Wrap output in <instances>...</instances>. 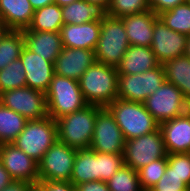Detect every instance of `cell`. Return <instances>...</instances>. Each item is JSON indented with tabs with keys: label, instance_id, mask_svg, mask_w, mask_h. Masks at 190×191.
<instances>
[{
	"label": "cell",
	"instance_id": "7",
	"mask_svg": "<svg viewBox=\"0 0 190 191\" xmlns=\"http://www.w3.org/2000/svg\"><path fill=\"white\" fill-rule=\"evenodd\" d=\"M143 104L159 124L179 117L190 110V104L182 91L166 80L156 92L147 97Z\"/></svg>",
	"mask_w": 190,
	"mask_h": 191
},
{
	"label": "cell",
	"instance_id": "26",
	"mask_svg": "<svg viewBox=\"0 0 190 191\" xmlns=\"http://www.w3.org/2000/svg\"><path fill=\"white\" fill-rule=\"evenodd\" d=\"M63 25L62 7L52 3L35 10L30 25L22 31L60 32Z\"/></svg>",
	"mask_w": 190,
	"mask_h": 191
},
{
	"label": "cell",
	"instance_id": "24",
	"mask_svg": "<svg viewBox=\"0 0 190 191\" xmlns=\"http://www.w3.org/2000/svg\"><path fill=\"white\" fill-rule=\"evenodd\" d=\"M62 13L64 25L102 21L108 15L107 9L102 5L91 4L84 0L62 6Z\"/></svg>",
	"mask_w": 190,
	"mask_h": 191
},
{
	"label": "cell",
	"instance_id": "40",
	"mask_svg": "<svg viewBox=\"0 0 190 191\" xmlns=\"http://www.w3.org/2000/svg\"><path fill=\"white\" fill-rule=\"evenodd\" d=\"M36 184L21 180H12V182L5 186L1 191H35Z\"/></svg>",
	"mask_w": 190,
	"mask_h": 191
},
{
	"label": "cell",
	"instance_id": "16",
	"mask_svg": "<svg viewBox=\"0 0 190 191\" xmlns=\"http://www.w3.org/2000/svg\"><path fill=\"white\" fill-rule=\"evenodd\" d=\"M95 61L94 50L63 47L54 61V74L78 81Z\"/></svg>",
	"mask_w": 190,
	"mask_h": 191
},
{
	"label": "cell",
	"instance_id": "13",
	"mask_svg": "<svg viewBox=\"0 0 190 191\" xmlns=\"http://www.w3.org/2000/svg\"><path fill=\"white\" fill-rule=\"evenodd\" d=\"M188 36L168 28L160 18L154 23L151 49L160 64L183 56L187 50Z\"/></svg>",
	"mask_w": 190,
	"mask_h": 191
},
{
	"label": "cell",
	"instance_id": "3",
	"mask_svg": "<svg viewBox=\"0 0 190 191\" xmlns=\"http://www.w3.org/2000/svg\"><path fill=\"white\" fill-rule=\"evenodd\" d=\"M45 97L47 114L55 121L88 105L83 97L79 81L56 74L51 80Z\"/></svg>",
	"mask_w": 190,
	"mask_h": 191
},
{
	"label": "cell",
	"instance_id": "10",
	"mask_svg": "<svg viewBox=\"0 0 190 191\" xmlns=\"http://www.w3.org/2000/svg\"><path fill=\"white\" fill-rule=\"evenodd\" d=\"M77 149L57 140L38 163L39 180L70 182Z\"/></svg>",
	"mask_w": 190,
	"mask_h": 191
},
{
	"label": "cell",
	"instance_id": "12",
	"mask_svg": "<svg viewBox=\"0 0 190 191\" xmlns=\"http://www.w3.org/2000/svg\"><path fill=\"white\" fill-rule=\"evenodd\" d=\"M0 102L27 120H38L48 116L45 93L27 86L1 93Z\"/></svg>",
	"mask_w": 190,
	"mask_h": 191
},
{
	"label": "cell",
	"instance_id": "2",
	"mask_svg": "<svg viewBox=\"0 0 190 191\" xmlns=\"http://www.w3.org/2000/svg\"><path fill=\"white\" fill-rule=\"evenodd\" d=\"M106 108L113 115L125 140L150 134L160 128V124L149 113L143 103L117 98Z\"/></svg>",
	"mask_w": 190,
	"mask_h": 191
},
{
	"label": "cell",
	"instance_id": "1",
	"mask_svg": "<svg viewBox=\"0 0 190 191\" xmlns=\"http://www.w3.org/2000/svg\"><path fill=\"white\" fill-rule=\"evenodd\" d=\"M78 81L88 105L107 107L118 98L116 67L95 61Z\"/></svg>",
	"mask_w": 190,
	"mask_h": 191
},
{
	"label": "cell",
	"instance_id": "36",
	"mask_svg": "<svg viewBox=\"0 0 190 191\" xmlns=\"http://www.w3.org/2000/svg\"><path fill=\"white\" fill-rule=\"evenodd\" d=\"M150 191H190V188L167 165L161 179Z\"/></svg>",
	"mask_w": 190,
	"mask_h": 191
},
{
	"label": "cell",
	"instance_id": "17",
	"mask_svg": "<svg viewBox=\"0 0 190 191\" xmlns=\"http://www.w3.org/2000/svg\"><path fill=\"white\" fill-rule=\"evenodd\" d=\"M167 154L190 153V110L160 124Z\"/></svg>",
	"mask_w": 190,
	"mask_h": 191
},
{
	"label": "cell",
	"instance_id": "28",
	"mask_svg": "<svg viewBox=\"0 0 190 191\" xmlns=\"http://www.w3.org/2000/svg\"><path fill=\"white\" fill-rule=\"evenodd\" d=\"M25 45L22 30H8L0 40V70L20 58V53Z\"/></svg>",
	"mask_w": 190,
	"mask_h": 191
},
{
	"label": "cell",
	"instance_id": "46",
	"mask_svg": "<svg viewBox=\"0 0 190 191\" xmlns=\"http://www.w3.org/2000/svg\"><path fill=\"white\" fill-rule=\"evenodd\" d=\"M185 55L190 59V36H188L187 39V50Z\"/></svg>",
	"mask_w": 190,
	"mask_h": 191
},
{
	"label": "cell",
	"instance_id": "32",
	"mask_svg": "<svg viewBox=\"0 0 190 191\" xmlns=\"http://www.w3.org/2000/svg\"><path fill=\"white\" fill-rule=\"evenodd\" d=\"M167 167V156L152 161L145 167L140 168L138 178L143 191H150L161 179Z\"/></svg>",
	"mask_w": 190,
	"mask_h": 191
},
{
	"label": "cell",
	"instance_id": "30",
	"mask_svg": "<svg viewBox=\"0 0 190 191\" xmlns=\"http://www.w3.org/2000/svg\"><path fill=\"white\" fill-rule=\"evenodd\" d=\"M110 191H143L137 170L123 164L107 181Z\"/></svg>",
	"mask_w": 190,
	"mask_h": 191
},
{
	"label": "cell",
	"instance_id": "25",
	"mask_svg": "<svg viewBox=\"0 0 190 191\" xmlns=\"http://www.w3.org/2000/svg\"><path fill=\"white\" fill-rule=\"evenodd\" d=\"M165 80L177 86L190 104V59L179 56L162 64Z\"/></svg>",
	"mask_w": 190,
	"mask_h": 191
},
{
	"label": "cell",
	"instance_id": "33",
	"mask_svg": "<svg viewBox=\"0 0 190 191\" xmlns=\"http://www.w3.org/2000/svg\"><path fill=\"white\" fill-rule=\"evenodd\" d=\"M150 10L148 0H111L108 16L121 18Z\"/></svg>",
	"mask_w": 190,
	"mask_h": 191
},
{
	"label": "cell",
	"instance_id": "6",
	"mask_svg": "<svg viewBox=\"0 0 190 191\" xmlns=\"http://www.w3.org/2000/svg\"><path fill=\"white\" fill-rule=\"evenodd\" d=\"M129 46L122 19L107 15L101 21L100 37L94 50L96 61L116 67Z\"/></svg>",
	"mask_w": 190,
	"mask_h": 191
},
{
	"label": "cell",
	"instance_id": "42",
	"mask_svg": "<svg viewBox=\"0 0 190 191\" xmlns=\"http://www.w3.org/2000/svg\"><path fill=\"white\" fill-rule=\"evenodd\" d=\"M34 10L40 9L46 5L54 3V0H29Z\"/></svg>",
	"mask_w": 190,
	"mask_h": 191
},
{
	"label": "cell",
	"instance_id": "29",
	"mask_svg": "<svg viewBox=\"0 0 190 191\" xmlns=\"http://www.w3.org/2000/svg\"><path fill=\"white\" fill-rule=\"evenodd\" d=\"M171 30L190 36V4L184 2L158 15Z\"/></svg>",
	"mask_w": 190,
	"mask_h": 191
},
{
	"label": "cell",
	"instance_id": "9",
	"mask_svg": "<svg viewBox=\"0 0 190 191\" xmlns=\"http://www.w3.org/2000/svg\"><path fill=\"white\" fill-rule=\"evenodd\" d=\"M166 156L167 152L160 128L150 134L125 141L124 164L134 170L138 171L152 161Z\"/></svg>",
	"mask_w": 190,
	"mask_h": 191
},
{
	"label": "cell",
	"instance_id": "41",
	"mask_svg": "<svg viewBox=\"0 0 190 191\" xmlns=\"http://www.w3.org/2000/svg\"><path fill=\"white\" fill-rule=\"evenodd\" d=\"M12 180L9 172L3 167V164L0 161V191L3 190L5 186L9 185Z\"/></svg>",
	"mask_w": 190,
	"mask_h": 191
},
{
	"label": "cell",
	"instance_id": "35",
	"mask_svg": "<svg viewBox=\"0 0 190 191\" xmlns=\"http://www.w3.org/2000/svg\"><path fill=\"white\" fill-rule=\"evenodd\" d=\"M167 165L190 188V153L167 154Z\"/></svg>",
	"mask_w": 190,
	"mask_h": 191
},
{
	"label": "cell",
	"instance_id": "22",
	"mask_svg": "<svg viewBox=\"0 0 190 191\" xmlns=\"http://www.w3.org/2000/svg\"><path fill=\"white\" fill-rule=\"evenodd\" d=\"M34 11L29 0H0V19L9 30L27 29Z\"/></svg>",
	"mask_w": 190,
	"mask_h": 191
},
{
	"label": "cell",
	"instance_id": "43",
	"mask_svg": "<svg viewBox=\"0 0 190 191\" xmlns=\"http://www.w3.org/2000/svg\"><path fill=\"white\" fill-rule=\"evenodd\" d=\"M88 3L91 4H98V5H102L103 7H105L106 9L109 8L111 0H84Z\"/></svg>",
	"mask_w": 190,
	"mask_h": 191
},
{
	"label": "cell",
	"instance_id": "21",
	"mask_svg": "<svg viewBox=\"0 0 190 191\" xmlns=\"http://www.w3.org/2000/svg\"><path fill=\"white\" fill-rule=\"evenodd\" d=\"M25 45L37 55L54 63L61 54L62 41L60 32L22 31Z\"/></svg>",
	"mask_w": 190,
	"mask_h": 191
},
{
	"label": "cell",
	"instance_id": "5",
	"mask_svg": "<svg viewBox=\"0 0 190 191\" xmlns=\"http://www.w3.org/2000/svg\"><path fill=\"white\" fill-rule=\"evenodd\" d=\"M57 140V123L47 116L38 120H28L25 128L12 144L39 163Z\"/></svg>",
	"mask_w": 190,
	"mask_h": 191
},
{
	"label": "cell",
	"instance_id": "27",
	"mask_svg": "<svg viewBox=\"0 0 190 191\" xmlns=\"http://www.w3.org/2000/svg\"><path fill=\"white\" fill-rule=\"evenodd\" d=\"M28 120L0 102V144L12 143L23 131Z\"/></svg>",
	"mask_w": 190,
	"mask_h": 191
},
{
	"label": "cell",
	"instance_id": "14",
	"mask_svg": "<svg viewBox=\"0 0 190 191\" xmlns=\"http://www.w3.org/2000/svg\"><path fill=\"white\" fill-rule=\"evenodd\" d=\"M0 161L13 180L37 184L38 163L12 143L0 144Z\"/></svg>",
	"mask_w": 190,
	"mask_h": 191
},
{
	"label": "cell",
	"instance_id": "8",
	"mask_svg": "<svg viewBox=\"0 0 190 191\" xmlns=\"http://www.w3.org/2000/svg\"><path fill=\"white\" fill-rule=\"evenodd\" d=\"M164 81L162 64L141 74H118V98L143 103Z\"/></svg>",
	"mask_w": 190,
	"mask_h": 191
},
{
	"label": "cell",
	"instance_id": "23",
	"mask_svg": "<svg viewBox=\"0 0 190 191\" xmlns=\"http://www.w3.org/2000/svg\"><path fill=\"white\" fill-rule=\"evenodd\" d=\"M89 181H99L98 152L84 147L77 150L70 182L77 186Z\"/></svg>",
	"mask_w": 190,
	"mask_h": 191
},
{
	"label": "cell",
	"instance_id": "11",
	"mask_svg": "<svg viewBox=\"0 0 190 191\" xmlns=\"http://www.w3.org/2000/svg\"><path fill=\"white\" fill-rule=\"evenodd\" d=\"M125 138L106 107L97 106V117L90 147L95 152L124 154Z\"/></svg>",
	"mask_w": 190,
	"mask_h": 191
},
{
	"label": "cell",
	"instance_id": "4",
	"mask_svg": "<svg viewBox=\"0 0 190 191\" xmlns=\"http://www.w3.org/2000/svg\"><path fill=\"white\" fill-rule=\"evenodd\" d=\"M97 117V106L84 108L56 120L58 140L74 149L90 147Z\"/></svg>",
	"mask_w": 190,
	"mask_h": 191
},
{
	"label": "cell",
	"instance_id": "20",
	"mask_svg": "<svg viewBox=\"0 0 190 191\" xmlns=\"http://www.w3.org/2000/svg\"><path fill=\"white\" fill-rule=\"evenodd\" d=\"M159 64L151 47L130 45L116 66V70L118 74H141Z\"/></svg>",
	"mask_w": 190,
	"mask_h": 191
},
{
	"label": "cell",
	"instance_id": "45",
	"mask_svg": "<svg viewBox=\"0 0 190 191\" xmlns=\"http://www.w3.org/2000/svg\"><path fill=\"white\" fill-rule=\"evenodd\" d=\"M75 1L78 0H54V3L58 4L60 7L65 6V5H69Z\"/></svg>",
	"mask_w": 190,
	"mask_h": 191
},
{
	"label": "cell",
	"instance_id": "44",
	"mask_svg": "<svg viewBox=\"0 0 190 191\" xmlns=\"http://www.w3.org/2000/svg\"><path fill=\"white\" fill-rule=\"evenodd\" d=\"M9 29L7 28V26L4 24V22L0 19V40L2 39V37L6 34V32Z\"/></svg>",
	"mask_w": 190,
	"mask_h": 191
},
{
	"label": "cell",
	"instance_id": "18",
	"mask_svg": "<svg viewBox=\"0 0 190 191\" xmlns=\"http://www.w3.org/2000/svg\"><path fill=\"white\" fill-rule=\"evenodd\" d=\"M101 21L66 24L60 29L62 46L95 50L100 37Z\"/></svg>",
	"mask_w": 190,
	"mask_h": 191
},
{
	"label": "cell",
	"instance_id": "34",
	"mask_svg": "<svg viewBox=\"0 0 190 191\" xmlns=\"http://www.w3.org/2000/svg\"><path fill=\"white\" fill-rule=\"evenodd\" d=\"M123 164V154H107L98 152L99 180L107 182Z\"/></svg>",
	"mask_w": 190,
	"mask_h": 191
},
{
	"label": "cell",
	"instance_id": "19",
	"mask_svg": "<svg viewBox=\"0 0 190 191\" xmlns=\"http://www.w3.org/2000/svg\"><path fill=\"white\" fill-rule=\"evenodd\" d=\"M158 18L151 9L121 17L130 45L151 47L154 23Z\"/></svg>",
	"mask_w": 190,
	"mask_h": 191
},
{
	"label": "cell",
	"instance_id": "39",
	"mask_svg": "<svg viewBox=\"0 0 190 191\" xmlns=\"http://www.w3.org/2000/svg\"><path fill=\"white\" fill-rule=\"evenodd\" d=\"M77 191H110L107 182L89 181L76 186Z\"/></svg>",
	"mask_w": 190,
	"mask_h": 191
},
{
	"label": "cell",
	"instance_id": "31",
	"mask_svg": "<svg viewBox=\"0 0 190 191\" xmlns=\"http://www.w3.org/2000/svg\"><path fill=\"white\" fill-rule=\"evenodd\" d=\"M26 86L25 68L20 58L0 70V94Z\"/></svg>",
	"mask_w": 190,
	"mask_h": 191
},
{
	"label": "cell",
	"instance_id": "38",
	"mask_svg": "<svg viewBox=\"0 0 190 191\" xmlns=\"http://www.w3.org/2000/svg\"><path fill=\"white\" fill-rule=\"evenodd\" d=\"M184 2H186V0H148L149 8L157 15Z\"/></svg>",
	"mask_w": 190,
	"mask_h": 191
},
{
	"label": "cell",
	"instance_id": "15",
	"mask_svg": "<svg viewBox=\"0 0 190 191\" xmlns=\"http://www.w3.org/2000/svg\"><path fill=\"white\" fill-rule=\"evenodd\" d=\"M20 60L25 68L27 87L46 93L54 76V63L33 53L26 45L21 50Z\"/></svg>",
	"mask_w": 190,
	"mask_h": 191
},
{
	"label": "cell",
	"instance_id": "37",
	"mask_svg": "<svg viewBox=\"0 0 190 191\" xmlns=\"http://www.w3.org/2000/svg\"><path fill=\"white\" fill-rule=\"evenodd\" d=\"M35 191H77V189L71 182L39 180Z\"/></svg>",
	"mask_w": 190,
	"mask_h": 191
}]
</instances>
